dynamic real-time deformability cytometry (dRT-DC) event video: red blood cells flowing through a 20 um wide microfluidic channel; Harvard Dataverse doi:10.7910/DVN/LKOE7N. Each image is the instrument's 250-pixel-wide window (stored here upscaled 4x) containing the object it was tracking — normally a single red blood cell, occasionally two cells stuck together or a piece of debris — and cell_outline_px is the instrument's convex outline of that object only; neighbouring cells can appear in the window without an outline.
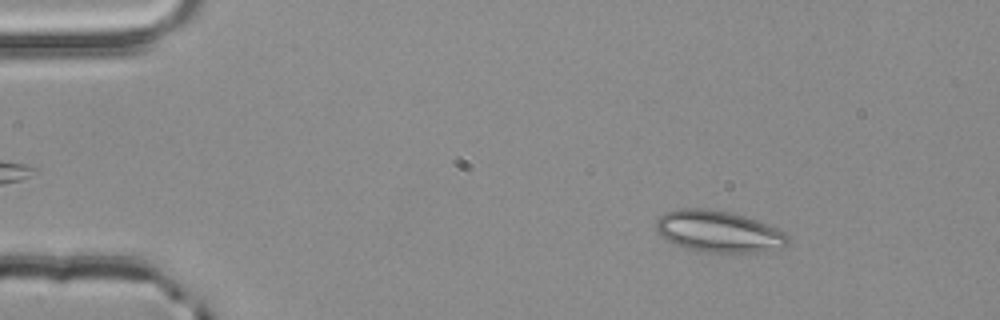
{"species": "common noctule bat (a hibernating species)", "species_latin": "Nyctalus noctula", "temperature_condition": "room temperature", "stored_images_in_passage": 52, "camera_frame_rate_fps": 3000, "um_per_image_px": 0.085, "animal": {"sex": "male", "body_mass_g": 20.4}, "frame": {"image": 1, "passage_image": 7, "time_ms": 2.0, "image_size_px": [1000, 320], "cell_outline_px": [[788, 240], [784, 244], [764, 252], [696, 252], [684, 248], [660, 236], [656, 228], [656, 220], [660, 216], [668, 212], [680, 208], [708, 208], [728, 212], [744, 216], [756, 220], [776, 228], [784, 232], [788, 236]], "centroid_in_image_um": [61.02, 19.68], "position_along_channel_um": 24.0, "area_um2": 31.62}}
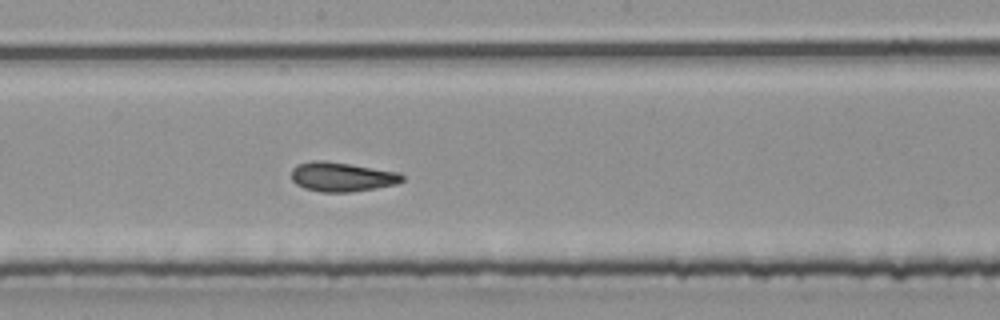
{"frame": {"image": 2, "passage_image": 28, "time_ms": 9.0, "image_size_px": [1000, 320], "cell_outline_px": [[404, 180], [396, 184], [376, 188], [352, 192], [320, 192], [304, 188], [296, 184], [292, 180], [292, 168], [296, 164], [312, 160], [324, 160], [400, 172], [404, 176]], "centroid_in_image_um": [29.05, 15.03], "position_along_channel_um": 219.1, "area_um2": 19.13}}
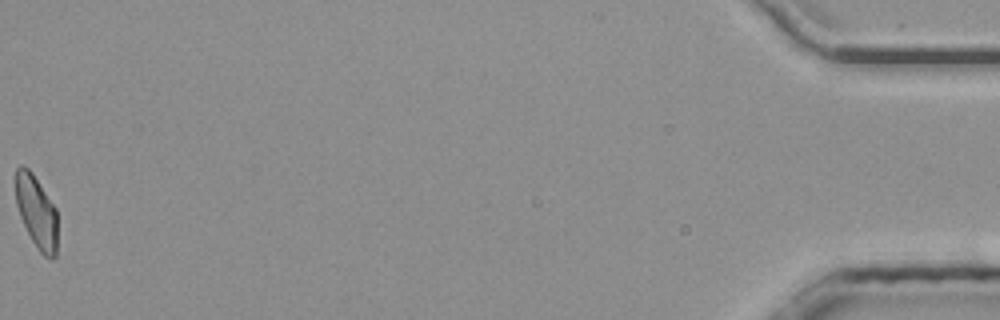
{"frame": {"image": 3, "passage_image": 52, "time_ms": 17.0, "image_size_px": [1000, 320], "cell_outline_px": [[56, 256], [52, 260], [44, 256], [40, 252], [32, 240], [20, 216], [16, 204], [16, 168], [20, 164], [28, 168], [32, 172], [56, 208]], "centroid_in_image_um": [3.1, 18.0], "position_along_channel_um": 432.1, "area_um2": 17.51}, "authors_computed_cell_mechanics": {"area_um2": 18.8428, "velocity_mm_per_s": 3.986, "shape_relaxation_time_tau1_ms": 4.1627, "shape_relaxation_time_tau2_ms": 1.4286, "deformation_change_tau1": 0.1254, "deformation_change_tau2": 0.0796}}